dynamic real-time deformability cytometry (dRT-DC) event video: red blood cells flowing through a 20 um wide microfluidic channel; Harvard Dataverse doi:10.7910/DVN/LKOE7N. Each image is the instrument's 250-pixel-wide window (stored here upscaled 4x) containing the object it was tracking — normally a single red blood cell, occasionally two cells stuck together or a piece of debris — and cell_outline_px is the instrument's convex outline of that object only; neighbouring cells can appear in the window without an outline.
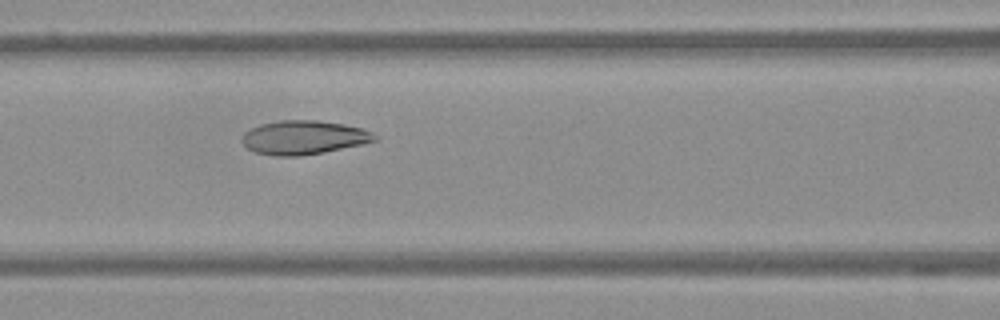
{"species": "Egyptian fruit bat (a non-hibernating species)", "species_latin": "Rousettus aegyptiacus", "temperature_condition": "warm", "stored_images_in_passage": 55, "camera_frame_rate_fps": 3000, "um_per_image_px": 0.085, "frame": {"image": 1, "passage_image": 24, "time_ms": 7.667, "image_size_px": [1000, 320], "cell_outline_px": [[380, 140], [324, 152], [300, 156], [276, 156], [256, 152], [248, 148], [240, 140], [240, 136], [244, 132], [260, 124], [280, 120], [316, 120], [344, 124], [360, 128], [372, 132], [380, 136]], "centroid_in_image_um": [25.83, 11.68], "position_along_channel_um": 140.8, "area_um2": 26.3}}
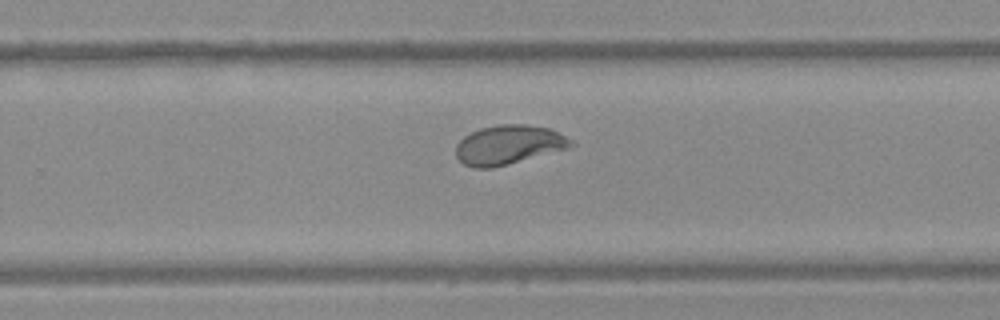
{"frame": {"image": 2, "passage_image": 36, "time_ms": 11.667, "image_size_px": [1000, 320], "cell_outline_px": [[576, 144], [568, 148], [508, 164], [492, 168], [472, 168], [464, 164], [456, 156], [456, 144], [464, 136], [480, 128], [500, 124], [524, 124], [552, 128], [572, 140]], "centroid_in_image_um": [43.24, 12.3], "position_along_channel_um": 286.6, "area_um2": 26.36}}
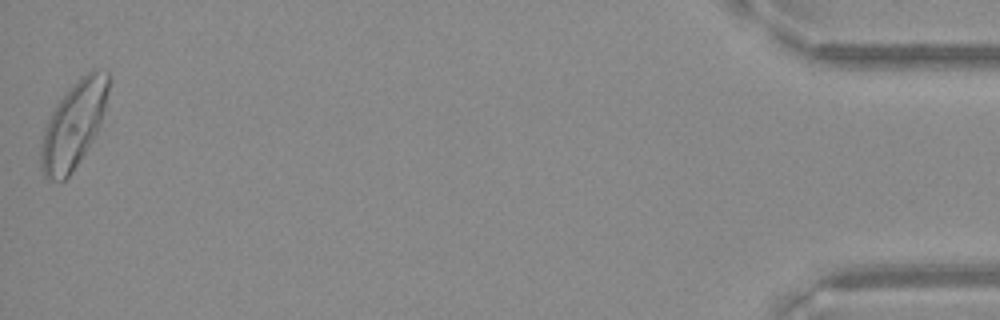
{"frame": {"image": 3, "passage_image": 55, "time_ms": 18.0, "image_size_px": [1000, 320], "cell_outline_px": [[108, 88], [104, 108], [100, 124], [96, 132], [84, 152], [68, 176], [64, 180], [48, 180], [44, 176], [40, 168], [40, 144], [44, 128], [56, 104], [92, 68], [96, 68], [108, 72]], "centroid_in_image_um": [6.22, 10.65], "position_along_channel_um": 429.0, "area_um2": 32.83}}